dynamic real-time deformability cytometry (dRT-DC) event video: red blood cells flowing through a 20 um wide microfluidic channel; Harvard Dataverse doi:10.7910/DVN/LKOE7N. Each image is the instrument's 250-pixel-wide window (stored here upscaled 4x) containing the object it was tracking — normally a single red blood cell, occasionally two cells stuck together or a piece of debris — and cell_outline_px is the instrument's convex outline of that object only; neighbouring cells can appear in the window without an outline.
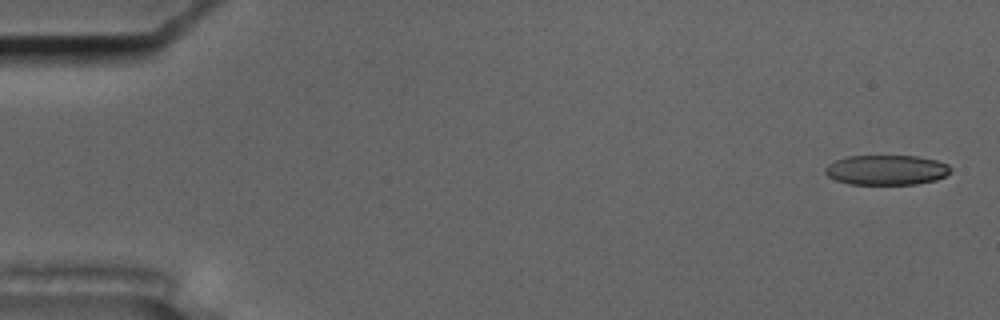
{"species": "common noctule bat (a hibernating species)", "species_latin": "Nyctalus noctula", "temperature_condition": "cold", "stored_images_in_passage": 57, "camera_frame_rate_fps": 3000, "um_per_image_px": 0.085, "animal": {"sex": "male", "body_mass_g": 17.5, "forearm_length_mm": 52.3}, "frame": {"image": 1, "passage_image": 2, "time_ms": 0.333, "image_size_px": [1000, 320], "cell_outline_px": [[952, 168], [944, 176], [936, 180], [916, 184], [848, 184], [836, 180], [828, 176], [824, 172], [824, 168], [828, 164], [836, 160], [848, 156], [916, 156], [936, 160], [948, 164]], "centroid_in_image_um": [75.33, 14.45], "position_along_channel_um": 9.7, "area_um2": 21.85}}
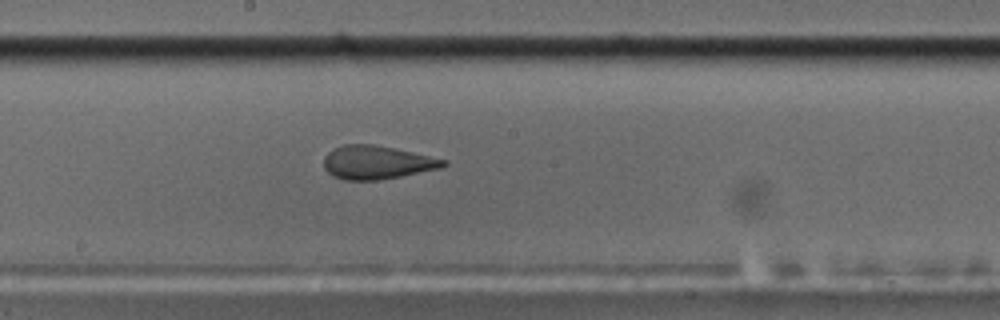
{"frame": {"image": 2, "passage_image": 31, "time_ms": 10.0, "image_size_px": [1000, 320], "cell_outline_px": [[448, 164], [440, 168], [400, 176], [376, 180], [344, 180], [332, 176], [324, 168], [324, 156], [328, 152], [344, 144], [372, 144], [392, 148], [448, 160]], "centroid_in_image_um": [32.01, 13.81], "position_along_channel_um": 216.2, "area_um2": 23.06}}
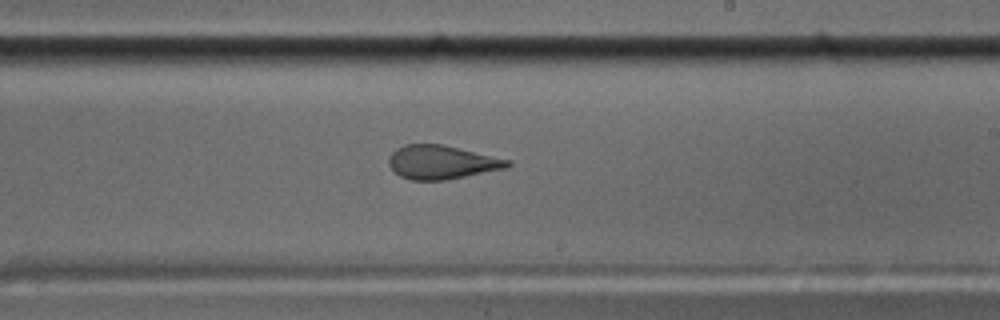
{"frame": {"image": 3, "passage_image": 34, "time_ms": 11.0, "image_size_px": [1000, 320], "cell_outline_px": [[512, 164], [508, 168], [444, 180], [408, 180], [400, 176], [388, 164], [388, 156], [396, 148], [404, 144], [440, 144], [512, 160]], "centroid_in_image_um": [37.54, 13.79], "position_along_channel_um": 251.5, "area_um2": 23.35}, "authors_computed_cell_mechanics": {"area_um2": 23.987, "velocity_mm_per_s": 3.5431, "shape_relaxation_time_tau1_ms": null, "shape_relaxation_time_tau2_ms": 1.7504, "deformation_change_tau1": null, "deformation_change_tau2": 0.1047}}